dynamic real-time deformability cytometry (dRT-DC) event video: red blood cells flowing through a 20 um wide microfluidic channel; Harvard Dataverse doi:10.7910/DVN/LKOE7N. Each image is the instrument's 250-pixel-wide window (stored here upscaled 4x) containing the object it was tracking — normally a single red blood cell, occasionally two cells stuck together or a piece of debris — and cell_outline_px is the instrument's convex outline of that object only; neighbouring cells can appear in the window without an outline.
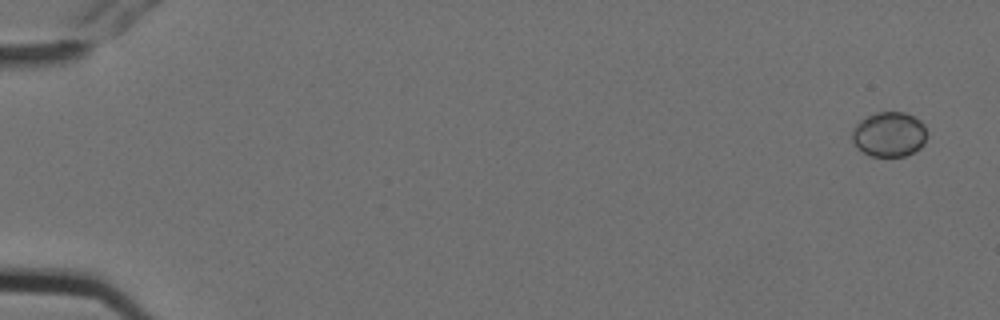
{"species": "Egyptian fruit bat (a non-hibernating species)", "species_latin": "Rousettus aegyptiacus", "temperature_condition": "cold", "stored_images_in_passage": 6, "camera_frame_rate_fps": 3000, "um_per_image_px": 0.085, "animal": {"sex": "female"}, "frame": {"image": 1, "passage_image": 1, "time_ms": 0.0, "image_size_px": [1000, 320], "cell_outline_px": [[924, 144], [920, 148], [904, 156], [872, 156], [856, 148], [852, 140], [852, 132], [856, 124], [860, 120], [876, 112], [904, 112], [920, 120], [924, 124]], "centroid_in_image_um": [75.54, 11.42], "position_along_channel_um": 9.5, "area_um2": 19.36}}
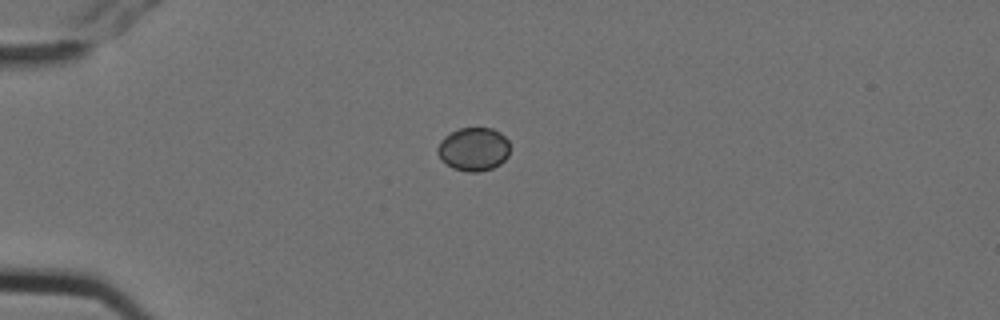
{"frame": {"image": 2, "passage_image": 5, "time_ms": 1.333, "image_size_px": [1000, 320], "cell_outline_px": [[508, 156], [500, 164], [492, 168], [480, 172], [468, 172], [452, 168], [436, 152], [436, 148], [440, 140], [444, 136], [460, 128], [492, 128], [500, 132], [508, 140]], "centroid_in_image_um": [40.25, 12.68], "position_along_channel_um": 44.8, "area_um2": 18.26}}